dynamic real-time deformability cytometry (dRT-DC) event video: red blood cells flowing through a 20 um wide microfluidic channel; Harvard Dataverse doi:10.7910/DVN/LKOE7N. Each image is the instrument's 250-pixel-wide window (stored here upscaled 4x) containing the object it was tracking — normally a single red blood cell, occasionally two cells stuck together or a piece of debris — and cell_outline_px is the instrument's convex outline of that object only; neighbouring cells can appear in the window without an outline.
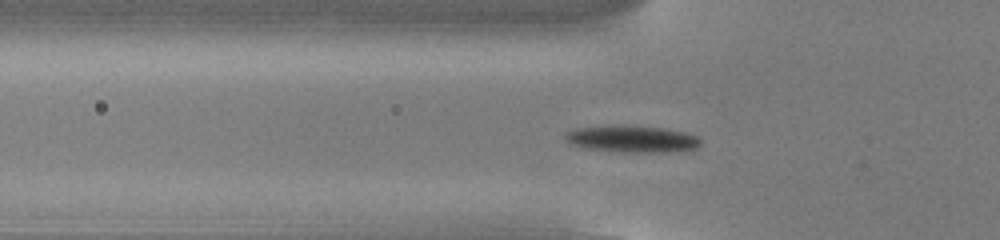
{"species": "common noctule bat (a hibernating species)", "species_latin": "Nyctalus noctula", "temperature_condition": "cold", "stored_images_in_passage": 54, "camera_frame_rate_fps": 3000, "um_per_image_px": 0.085, "animal": {"sex": "male", "body_mass_g": 13.0, "forearm_length_mm": 53.1}, "frame": {"image": 1, "passage_image": 18, "time_ms": 5.667, "image_size_px": [1000, 240], "cell_outline_px": [[700, 144], [696, 148], [668, 152], [624, 152], [584, 148], [572, 144], [564, 140], [564, 132], [576, 128], [624, 124], [664, 128], [684, 132], [700, 136]], "centroid_in_image_um": [53.7, 11.79], "position_along_channel_um": 72.1, "area_um2": 21.44}}
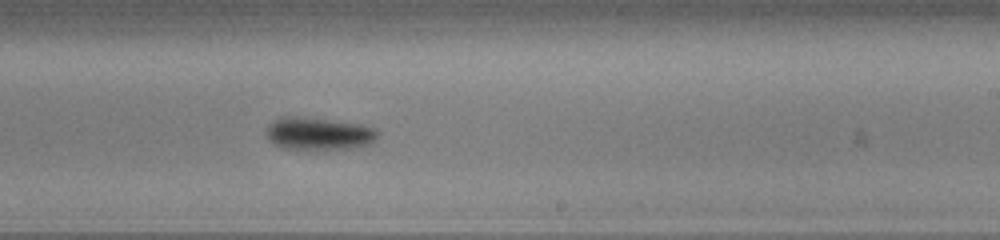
{"frame": {"image": 2, "passage_image": 33, "time_ms": 10.667, "image_size_px": [1000, 240], "cell_outline_px": [[380, 132], [376, 140], [372, 144], [352, 148], [308, 152], [280, 148], [272, 144], [268, 140], [268, 124], [272, 120], [280, 116], [296, 116], [360, 124], [376, 128]], "centroid_in_image_um": [27.08, 11.41], "position_along_channel_um": 261.9, "area_um2": 22.14}}
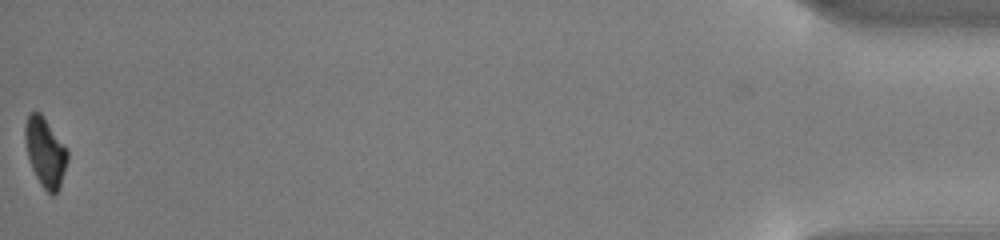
{"frame": {"image": 3, "passage_image": 54, "time_ms": 17.667, "image_size_px": [1000, 240], "cell_outline_px": [[68, 160], [60, 188], [52, 196], [40, 184], [32, 168], [28, 156], [24, 140], [24, 124], [28, 112], [40, 112], [68, 152]], "centroid_in_image_um": [3.82, 12.94], "position_along_channel_um": 431.4, "area_um2": 16.94}, "authors_computed_cell_mechanics": {"area_um2": 18.6694, "velocity_mm_per_s": 3.8091, "shape_relaxation_time_tau1_ms": 1.5485, "shape_relaxation_time_tau2_ms": null, "deformation_change_tau1": 0.125, "deformation_change_tau2": null}}